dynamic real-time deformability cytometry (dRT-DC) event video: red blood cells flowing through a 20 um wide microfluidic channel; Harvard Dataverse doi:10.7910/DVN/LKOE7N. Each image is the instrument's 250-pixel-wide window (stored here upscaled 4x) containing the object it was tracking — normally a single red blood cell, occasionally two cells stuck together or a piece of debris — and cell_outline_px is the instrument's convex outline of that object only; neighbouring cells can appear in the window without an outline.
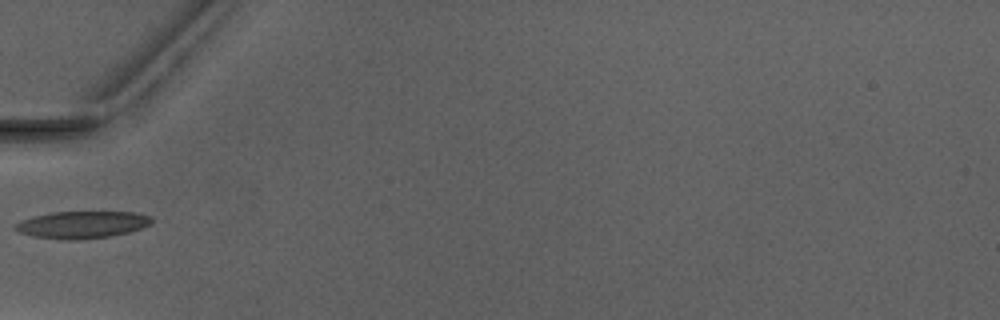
{"species": "Egyptian fruit bat (a non-hibernating species)", "species_latin": "Rousettus aegyptiacus", "temperature_condition": "warm", "stored_images_in_passage": 2, "camera_frame_rate_fps": 3000, "um_per_image_px": 0.085, "animal": {"sex": "male"}, "frame": {"image": 1, "passage_image": 1, "time_ms": 0.0, "image_size_px": [1000, 320], "cell_outline_px": [[152, 224], [128, 232], [112, 236], [80, 240], [68, 240], [36, 236], [20, 232], [12, 228], [12, 224], [20, 220], [52, 212], [136, 212], [152, 216]], "centroid_in_image_um": [6.99, 19.09], "position_along_channel_um": 78.0, "area_um2": 21.62}}
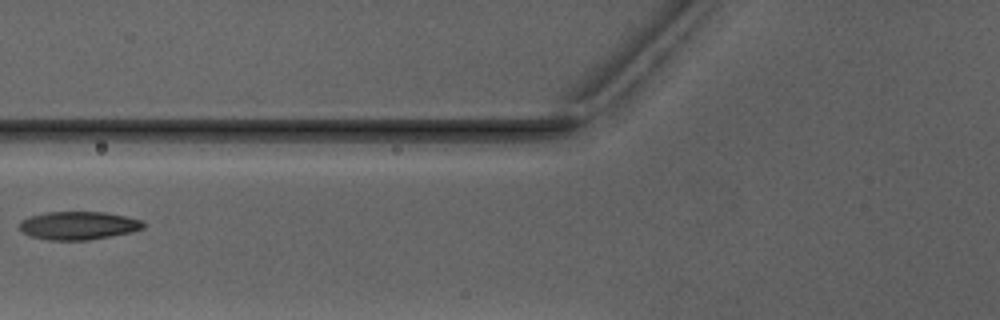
{"frame": {"image": 2, "passage_image": 2, "time_ms": 1.0, "image_size_px": [1000, 320], "cell_outline_px": [[144, 228], [132, 232], [84, 240], [48, 240], [32, 236], [24, 232], [20, 228], [20, 220], [28, 216], [48, 212], [104, 212], [124, 216], [140, 220], [144, 224]], "centroid_in_image_um": [6.64, 19.16], "position_along_channel_um": 119.2, "area_um2": 20.06}}